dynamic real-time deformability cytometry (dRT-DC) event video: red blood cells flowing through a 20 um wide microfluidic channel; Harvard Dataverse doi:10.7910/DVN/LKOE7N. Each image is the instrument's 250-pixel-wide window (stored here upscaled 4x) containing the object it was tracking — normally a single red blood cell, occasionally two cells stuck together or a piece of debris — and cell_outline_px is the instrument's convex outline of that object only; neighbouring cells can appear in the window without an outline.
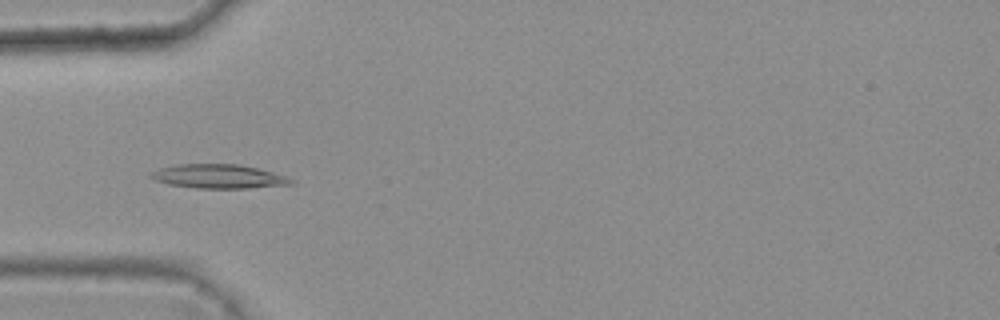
{"species": "common noctule bat (a hibernating species)", "species_latin": "Nyctalus noctula", "temperature_condition": "warm", "stored_images_in_passage": 45, "camera_frame_rate_fps": 3000, "um_per_image_px": 0.085, "animal": {"sex": "female", "body_mass_g": 25.1}, "frame": {"image": 1, "passage_image": 17, "time_ms": 5.333, "image_size_px": [1000, 320], "cell_outline_px": [[296, 184], [248, 188], [196, 188], [168, 184], [156, 180], [148, 176], [152, 172], [160, 168], [176, 164], [240, 164], [288, 176], [296, 180]], "centroid_in_image_um": [18.64, 14.99], "position_along_channel_um": 66.4, "area_um2": 19.71}}
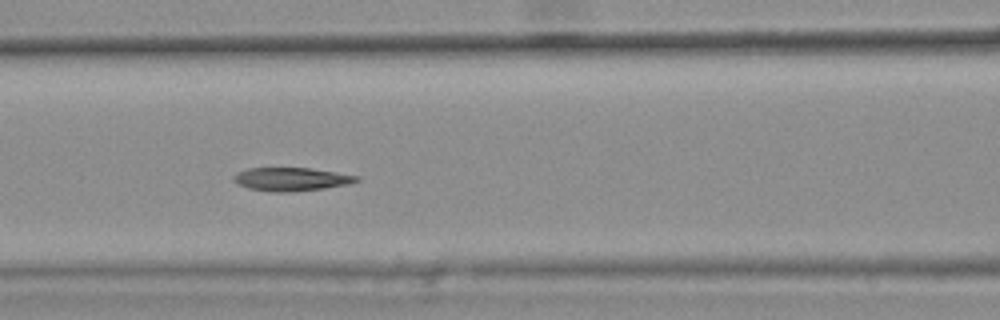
{"frame": {"image": 2, "passage_image": 23, "time_ms": 7.333, "image_size_px": [1000, 320], "cell_outline_px": [[360, 180], [348, 184], [324, 188], [292, 192], [272, 192], [248, 188], [236, 184], [232, 180], [232, 176], [248, 168], [312, 168], [360, 176]], "centroid_in_image_um": [24.75, 15.23], "position_along_channel_um": 141.8, "area_um2": 16.82}}
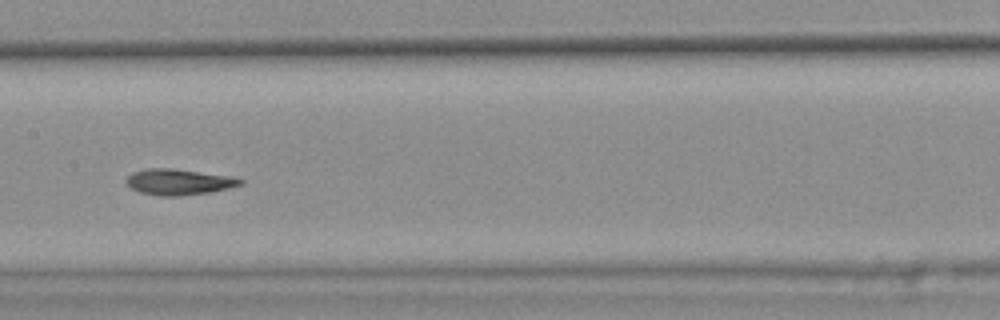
{"frame": {"image": 3, "passage_image": 27, "time_ms": 8.667, "image_size_px": [1000, 320], "cell_outline_px": [[244, 184], [228, 188], [208, 192], [180, 196], [160, 196], [140, 192], [132, 188], [124, 180], [132, 172], [148, 168], [172, 168], [228, 176], [244, 180]], "centroid_in_image_um": [15.17, 15.46], "position_along_channel_um": 192.2, "area_um2": 17.05}, "authors_computed_cell_mechanics": {"area_um2": 17.8024, "velocity_mm_per_s": 3.7889, "shape_relaxation_time_tau1_ms": 9.4653, "shape_relaxation_time_tau2_ms": 3.1278, "deformation_change_tau1": 0.28, "deformation_change_tau2": 0.1092}}